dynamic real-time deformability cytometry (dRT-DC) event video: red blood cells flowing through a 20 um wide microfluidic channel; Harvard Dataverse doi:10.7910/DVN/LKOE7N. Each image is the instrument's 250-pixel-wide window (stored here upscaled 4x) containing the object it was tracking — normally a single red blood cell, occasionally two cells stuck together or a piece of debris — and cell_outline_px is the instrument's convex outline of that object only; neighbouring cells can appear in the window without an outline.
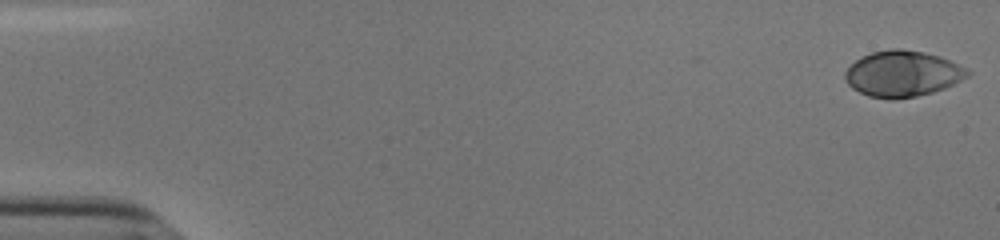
{"species": "human", "species_latin": "Homo sapiens", "temperature_condition": "cold", "stored_images_in_passage": 54, "camera_frame_rate_fps": 3000, "um_per_image_px": 0.085, "donor": {"sex": "male"}, "frame": {"image": 1, "passage_image": 1, "time_ms": 0.0, "image_size_px": [1000, 240], "cell_outline_px": [[972, 72], [968, 76], [944, 88], [932, 92], [916, 96], [896, 100], [892, 100], [868, 96], [852, 88], [848, 84], [844, 76], [844, 72], [856, 60], [872, 52], [892, 48], [900, 48], [924, 52], [940, 56], [968, 68]], "centroid_in_image_um": [76.72, 6.27], "position_along_channel_um": 8.3, "area_um2": 32.83}}
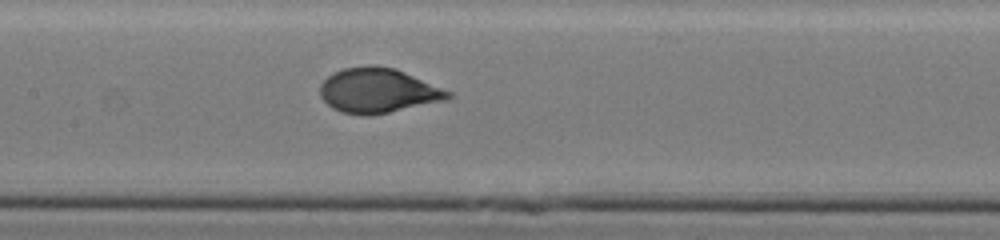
{"frame": {"image": 2, "passage_image": 27, "time_ms": 8.667, "image_size_px": [1000, 240], "cell_outline_px": [[452, 96], [448, 100], [368, 116], [364, 116], [340, 112], [332, 108], [320, 96], [320, 84], [328, 76], [344, 68], [368, 64], [376, 64], [396, 68], [452, 92]], "centroid_in_image_um": [32.13, 7.69], "position_along_channel_um": 175.3, "area_um2": 33.58}}
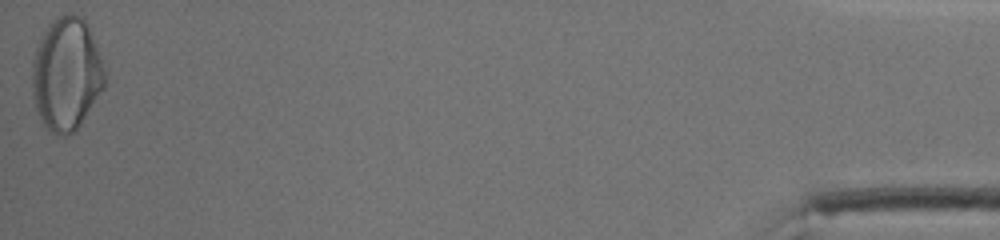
{"frame": {"image": 3, "passage_image": 54, "time_ms": 17.667, "image_size_px": [1000, 240], "cell_outline_px": [[108, 80], [104, 88], [76, 132], [68, 136], [56, 136], [40, 120], [36, 112], [32, 96], [32, 60], [40, 36], [48, 24], [56, 16], [68, 12], [72, 12], [80, 16], [88, 24], [104, 60]], "centroid_in_image_um": [5.67, 6.29], "position_along_channel_um": 429.5, "area_um2": 49.3}, "authors_computed_cell_mechanics": {"area_um2": 32.7726, "velocity_mm_per_s": 3.8153, "shape_relaxation_time_tau1_ms": 3.702, "shape_relaxation_time_tau2_ms": null, "deformation_change_tau1": 0.1961, "deformation_change_tau2": null}}